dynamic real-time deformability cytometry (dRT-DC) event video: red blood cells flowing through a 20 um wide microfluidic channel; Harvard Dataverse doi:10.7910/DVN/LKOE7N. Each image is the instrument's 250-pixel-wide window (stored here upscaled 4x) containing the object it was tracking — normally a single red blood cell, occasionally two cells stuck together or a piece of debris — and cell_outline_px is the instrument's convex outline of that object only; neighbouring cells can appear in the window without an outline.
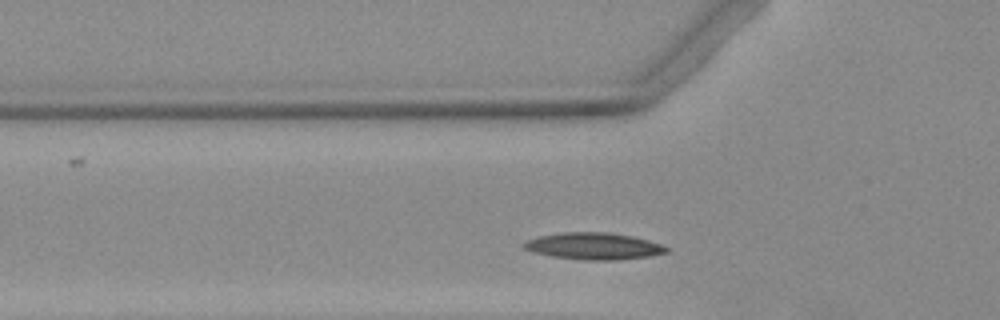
{"species": "Egyptian fruit bat (a non-hibernating species)", "species_latin": "Rousettus aegyptiacus", "temperature_condition": "warm", "stored_images_in_passage": 31, "camera_frame_rate_fps": 3000, "um_per_image_px": 0.085, "animal": {"sex": "female"}, "frame": {"image": 1, "passage_image": 2, "time_ms": 0.333, "image_size_px": [1000, 320], "cell_outline_px": [[672, 252], [652, 256], [620, 260], [584, 260], [552, 256], [532, 252], [524, 248], [520, 244], [528, 240], [540, 236], [564, 232], [604, 232], [632, 236], [648, 240], [672, 248]], "centroid_in_image_um": [50.53, 20.93], "position_along_channel_um": 75.3, "area_um2": 22.48}}
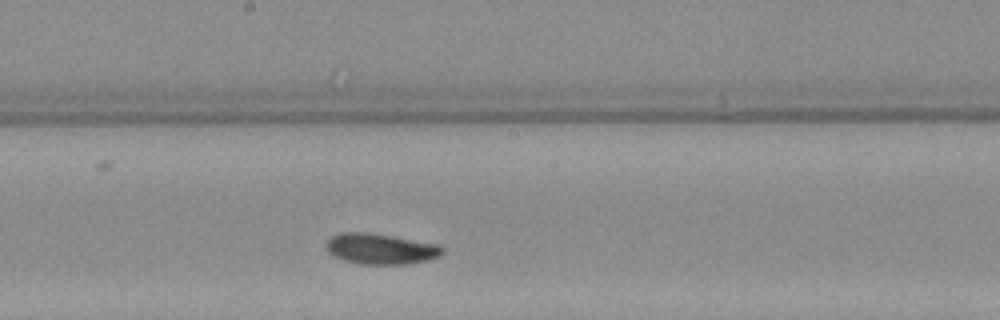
{"frame": {"image": 2, "passage_image": 13, "time_ms": 4.0, "image_size_px": [1000, 320], "cell_outline_px": [[444, 252], [440, 256], [428, 260], [408, 264], [356, 264], [332, 256], [328, 252], [328, 240], [332, 236], [344, 232], [364, 232], [440, 244], [444, 248]], "centroid_in_image_um": [32.39, 21.17], "position_along_channel_um": 215.8, "area_um2": 20.69}}
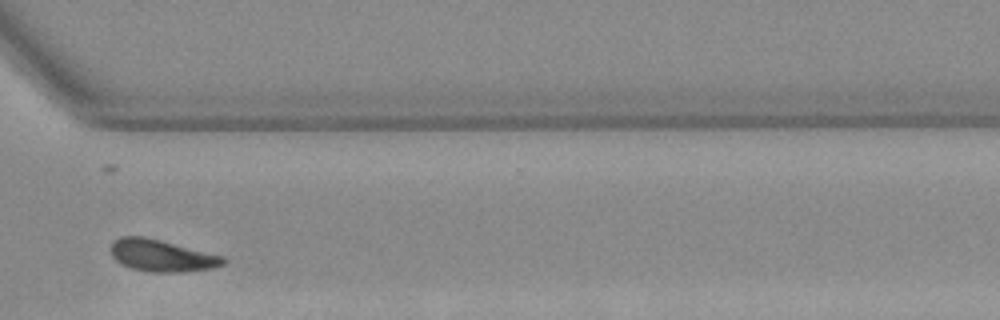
{"frame": {"image": 3, "passage_image": 24, "time_ms": 7.667, "image_size_px": [1000, 320], "cell_outline_px": [[228, 260], [224, 264], [212, 268], [184, 272], [152, 272], [132, 268], [116, 260], [112, 256], [112, 244], [120, 236], [144, 236], [224, 256]], "centroid_in_image_um": [13.79, 21.73], "position_along_channel_um": 356.8, "area_um2": 20.69}}